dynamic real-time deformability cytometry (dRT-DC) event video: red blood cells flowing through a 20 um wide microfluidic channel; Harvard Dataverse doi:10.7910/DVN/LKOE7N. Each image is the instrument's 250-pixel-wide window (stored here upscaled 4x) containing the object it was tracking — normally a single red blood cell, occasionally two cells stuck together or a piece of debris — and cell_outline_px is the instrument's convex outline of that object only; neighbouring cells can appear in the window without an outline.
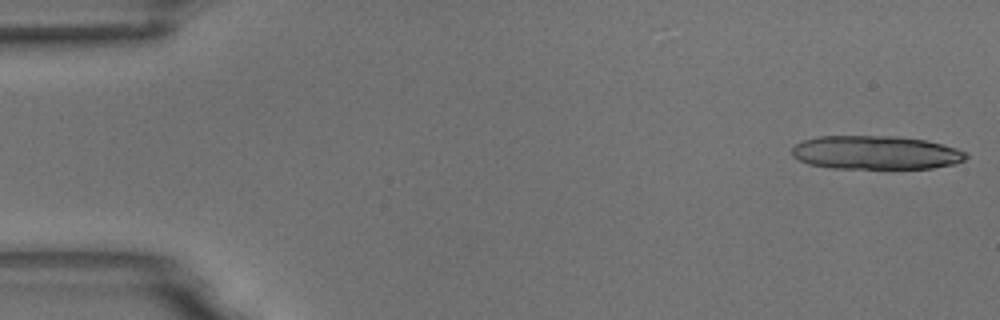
{"species": "common noctule bat (a hibernating species)", "species_latin": "Nyctalus noctula", "temperature_condition": "room temperature", "stored_images_in_passage": 15, "camera_frame_rate_fps": 3000, "um_per_image_px": 0.085, "animal": {"sex": "male", "body_mass_g": 18.8}, "frame": {"image": 1, "passage_image": 1, "time_ms": 0.0, "image_size_px": [1000, 320], "cell_outline_px": [[968, 156], [964, 160], [952, 164], [932, 168], [832, 168], [808, 164], [792, 156], [792, 148], [796, 144], [804, 140], [816, 136], [896, 136], [924, 140], [956, 148], [968, 152]], "centroid_in_image_um": [74.42, 12.97], "position_along_channel_um": 10.6, "area_um2": 34.04}}